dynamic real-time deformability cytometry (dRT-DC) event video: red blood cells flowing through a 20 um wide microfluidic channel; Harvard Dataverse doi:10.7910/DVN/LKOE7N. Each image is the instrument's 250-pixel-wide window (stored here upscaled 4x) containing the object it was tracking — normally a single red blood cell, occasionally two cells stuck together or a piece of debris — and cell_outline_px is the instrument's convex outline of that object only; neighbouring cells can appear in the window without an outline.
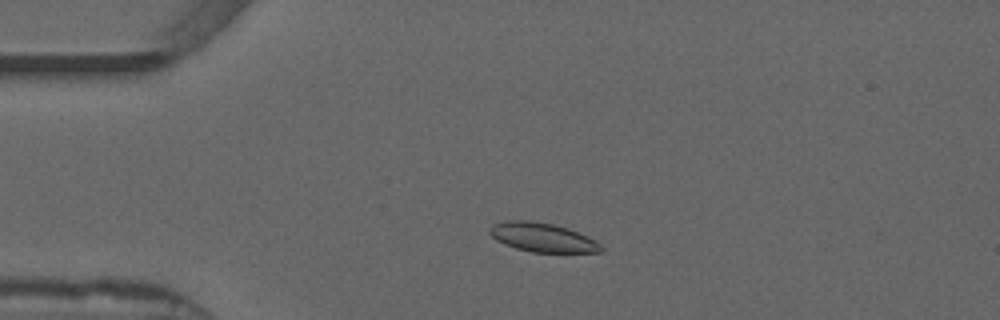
{"species": "common noctule bat (a hibernating species)", "species_latin": "Nyctalus noctula", "temperature_condition": "warm", "stored_images_in_passage": 50, "camera_frame_rate_fps": 3000, "um_per_image_px": 0.085, "animal": {"sex": "male", "forearm_length_mm": 52.5}, "frame": {"image": 1, "passage_image": 9, "time_ms": 2.667, "image_size_px": [1000, 320], "cell_outline_px": [[604, 252], [532, 252], [516, 248], [504, 244], [496, 240], [488, 232], [488, 228], [492, 224], [508, 220], [528, 220], [552, 224], [568, 228], [588, 236], [596, 240], [604, 248]], "centroid_in_image_um": [46.11, 20.17], "position_along_channel_um": 38.9, "area_um2": 18.96}}
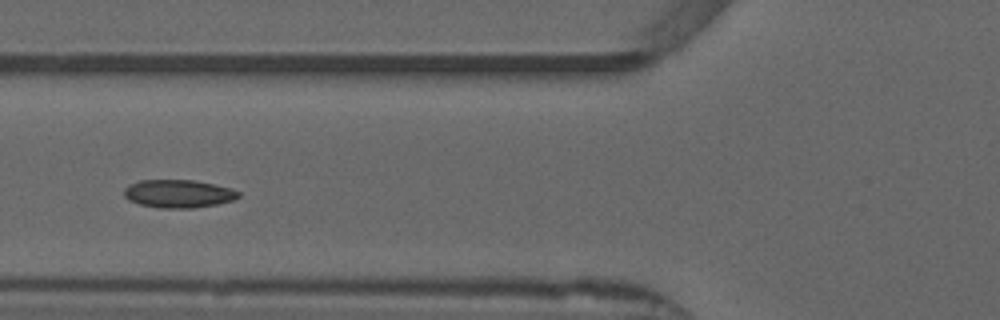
{"frame": {"image": 2, "passage_image": 17, "time_ms": 5.333, "image_size_px": [1000, 320], "cell_outline_px": [[240, 196], [236, 200], [216, 204], [192, 208], [160, 208], [140, 204], [128, 200], [124, 196], [124, 188], [128, 184], [140, 180], [192, 180], [232, 188], [240, 192]], "centroid_in_image_um": [15.16, 16.46], "position_along_channel_um": 110.6, "area_um2": 18.79}}
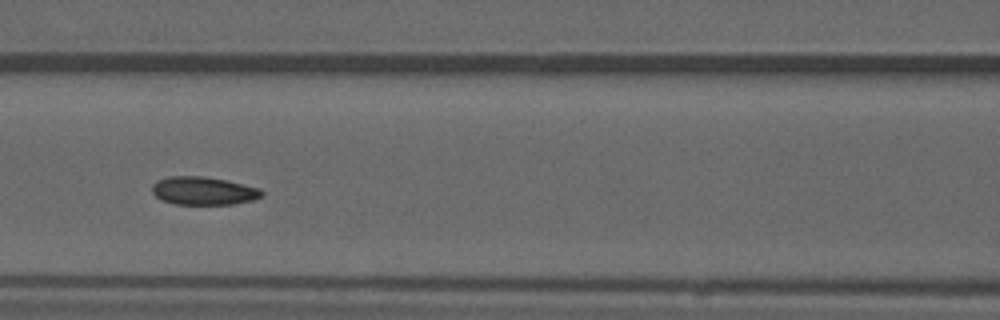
{"frame": {"image": 3, "passage_image": 20, "time_ms": 6.333, "image_size_px": [1000, 320], "cell_outline_px": [[264, 196], [252, 200], [232, 204], [176, 204], [164, 200], [156, 196], [152, 192], [152, 184], [156, 180], [168, 176], [204, 176], [244, 184], [260, 188], [264, 192]], "centroid_in_image_um": [17.3, 16.21], "position_along_channel_um": 149.3, "area_um2": 17.98}, "authors_computed_cell_mechanics": {"area_um2": 18.0914, "velocity_mm_per_s": 3.8608, "shape_relaxation_time_tau1_ms": 6.8833, "shape_relaxation_time_tau2_ms": 2.2715, "deformation_change_tau1": 0.1253, "deformation_change_tau2": 0.076}}